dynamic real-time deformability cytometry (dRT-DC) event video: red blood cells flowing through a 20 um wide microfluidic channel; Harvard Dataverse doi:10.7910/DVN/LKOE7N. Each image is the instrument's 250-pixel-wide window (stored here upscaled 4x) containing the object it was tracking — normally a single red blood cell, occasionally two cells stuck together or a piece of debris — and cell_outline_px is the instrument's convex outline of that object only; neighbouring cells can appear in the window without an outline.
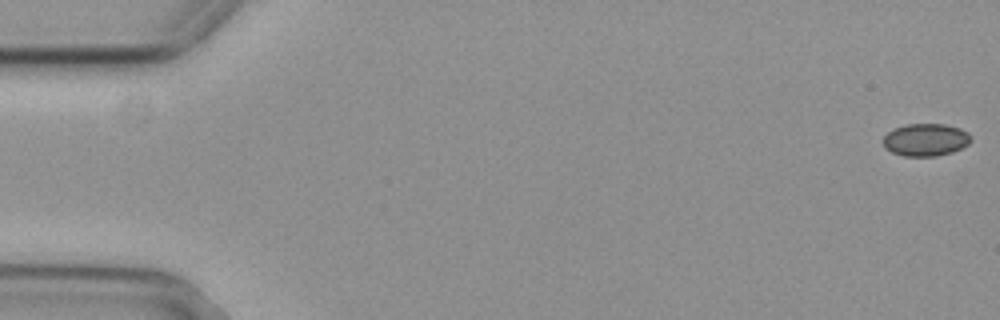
{"species": "common noctule bat (a hibernating species)", "species_latin": "Nyctalus noctula", "temperature_condition": "cold", "stored_images_in_passage": 8, "camera_frame_rate_fps": 3000, "um_per_image_px": 0.085, "animal": {"sex": "female", "body_mass_g": 29.2, "forearm_length_mm": 56.3}, "frame": {"image": 1, "passage_image": 1, "time_ms": 0.0, "image_size_px": [1000, 320], "cell_outline_px": [[972, 140], [968, 144], [952, 152], [936, 156], [904, 156], [892, 152], [884, 148], [880, 140], [892, 128], [908, 124], [944, 124], [960, 128], [968, 132], [972, 136]], "centroid_in_image_um": [78.65, 11.88], "position_along_channel_um": 6.3, "area_um2": 16.88}}